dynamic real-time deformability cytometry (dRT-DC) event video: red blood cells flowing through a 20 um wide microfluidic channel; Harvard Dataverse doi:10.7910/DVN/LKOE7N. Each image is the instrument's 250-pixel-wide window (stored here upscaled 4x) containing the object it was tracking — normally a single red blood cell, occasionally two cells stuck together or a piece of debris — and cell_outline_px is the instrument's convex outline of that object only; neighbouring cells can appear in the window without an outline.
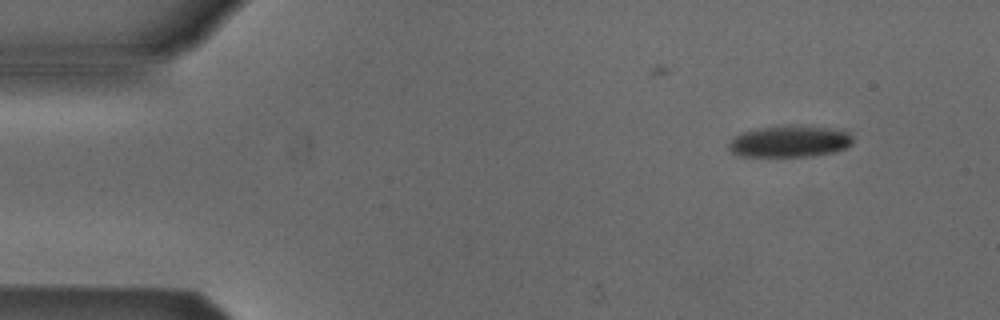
{"species": "Egyptian fruit bat (a non-hibernating species)", "species_latin": "Rousettus aegyptiacus", "temperature_condition": "cold", "stored_images_in_passage": 5, "camera_frame_rate_fps": 3000, "um_per_image_px": 0.085, "animal": {"sex": "male"}, "frame": {"image": 1, "passage_image": 2, "time_ms": 2.0, "image_size_px": [1000, 320], "cell_outline_px": [[852, 144], [836, 152], [812, 156], [736, 156], [728, 148], [728, 144], [736, 136], [744, 132], [760, 128], [828, 128], [848, 132], [852, 136]], "centroid_in_image_um": [67.12, 12.08], "position_along_channel_um": 17.9, "area_um2": 21.85}}